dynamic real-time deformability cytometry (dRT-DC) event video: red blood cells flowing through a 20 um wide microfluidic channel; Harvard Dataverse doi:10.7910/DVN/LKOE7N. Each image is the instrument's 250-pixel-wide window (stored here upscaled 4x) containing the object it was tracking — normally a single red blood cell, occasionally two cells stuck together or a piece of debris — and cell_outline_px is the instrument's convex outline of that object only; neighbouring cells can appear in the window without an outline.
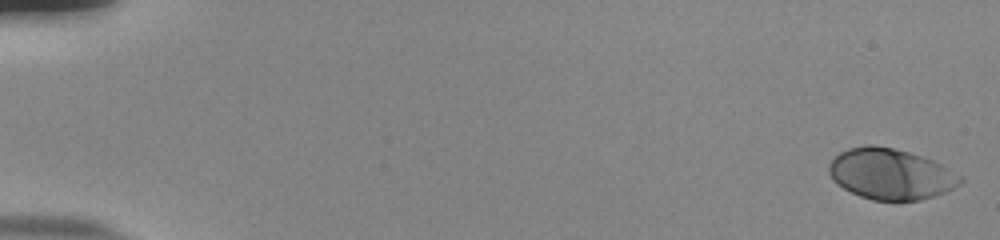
{"species": "human", "species_latin": "Homo sapiens", "temperature_condition": "room temperature", "stored_images_in_passage": 55, "camera_frame_rate_fps": 3000, "um_per_image_px": 0.085, "donor": {"sex": "male"}, "frame": {"image": 1, "passage_image": 1, "time_ms": 0.0, "image_size_px": [1000, 240], "cell_outline_px": [[964, 180], [960, 184], [944, 192], [920, 200], [872, 200], [860, 196], [836, 184], [832, 180], [828, 172], [828, 164], [840, 152], [848, 148], [864, 144], [872, 144], [892, 148], [908, 152], [932, 160], [964, 176]], "centroid_in_image_um": [75.69, 14.78], "position_along_channel_um": 9.3, "area_um2": 38.9}}
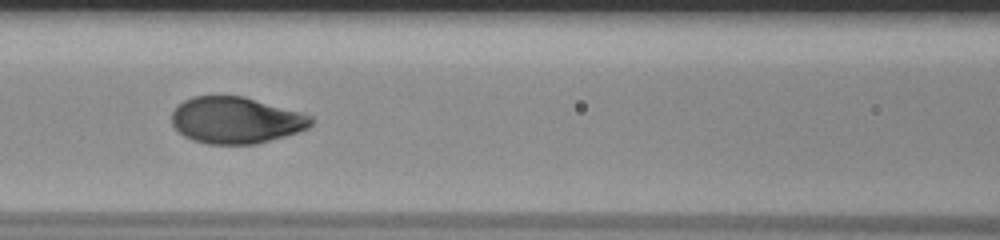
{"frame": {"image": 2, "passage_image": 26, "time_ms": 8.333, "image_size_px": [1000, 240], "cell_outline_px": [[316, 120], [308, 128], [284, 136], [256, 144], [208, 144], [192, 140], [184, 136], [172, 124], [172, 112], [184, 100], [192, 96], [244, 96], [300, 112], [312, 116]], "centroid_in_image_um": [20.06, 10.22], "position_along_channel_um": 146.5, "area_um2": 37.69}}
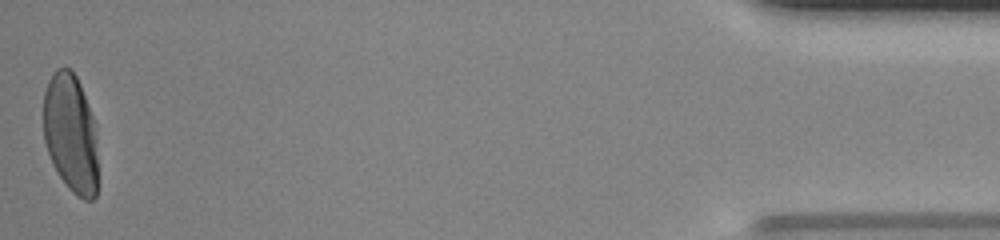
{"frame": {"image": 3, "passage_image": 55, "time_ms": 18.0, "image_size_px": [1000, 240], "cell_outline_px": [[96, 196], [92, 200], [84, 200], [76, 196], [68, 188], [52, 164], [44, 140], [44, 92], [48, 80], [56, 68], [72, 68], [80, 84], [96, 124]], "centroid_in_image_um": [6.01, 11.32], "position_along_channel_um": 429.2, "area_um2": 37.92}, "authors_computed_cell_mechanics": {"area_um2": 38.3792, "velocity_mm_per_s": 3.7734, "shape_relaxation_time_tau1_ms": 3.143, "shape_relaxation_time_tau2_ms": null, "deformation_change_tau1": 0.194, "deformation_change_tau2": null}}